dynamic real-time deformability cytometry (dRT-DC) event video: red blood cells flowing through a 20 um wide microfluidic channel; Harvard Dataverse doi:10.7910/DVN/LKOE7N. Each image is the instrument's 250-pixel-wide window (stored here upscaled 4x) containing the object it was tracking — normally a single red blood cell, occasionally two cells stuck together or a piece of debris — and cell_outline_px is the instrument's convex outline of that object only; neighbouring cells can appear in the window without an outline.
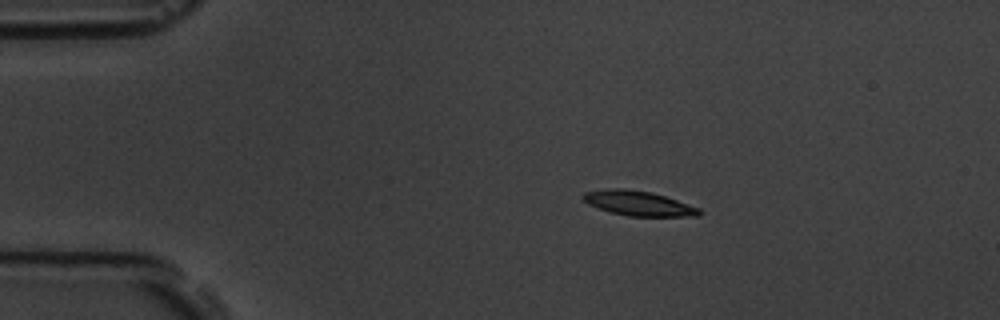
{"species": "common noctule bat (a hibernating species)", "species_latin": "Nyctalus noctula", "temperature_condition": "room temperature", "stored_images_in_passage": 6, "camera_frame_rate_fps": 3000, "um_per_image_px": 0.085, "animal": {"sex": "male", "body_mass_g": 19.5, "forearm_length_mm": 54.6}, "frame": {"image": 1, "passage_image": 3, "time_ms": 2.333, "image_size_px": [1000, 320], "cell_outline_px": [[704, 212], [700, 216], [628, 216], [612, 212], [588, 204], [580, 196], [584, 192], [604, 188], [624, 188], [652, 192], [700, 208]], "centroid_in_image_um": [54.27, 17.27], "position_along_channel_um": 30.7, "area_um2": 16.82}}
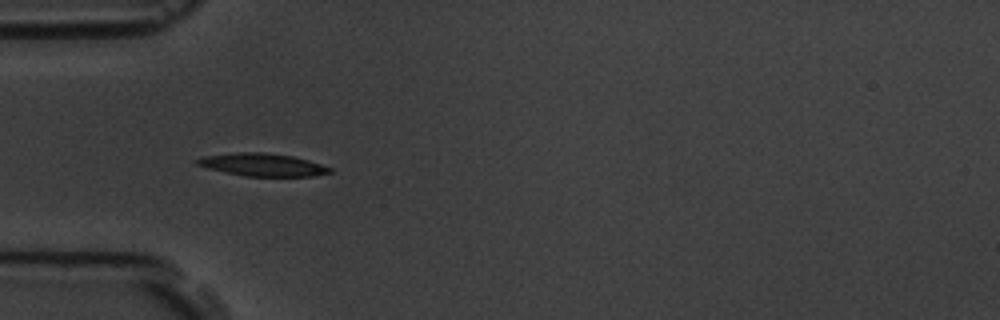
{"frame": {"image": 2, "passage_image": 5, "time_ms": 4.667, "image_size_px": [1000, 320], "cell_outline_px": [[332, 172], [312, 176], [244, 176], [208, 168], [196, 164], [196, 160], [204, 156], [236, 152], [264, 152], [292, 156], [308, 160], [332, 168]], "centroid_in_image_um": [22.32, 14.0], "position_along_channel_um": 62.7, "area_um2": 17.4}}
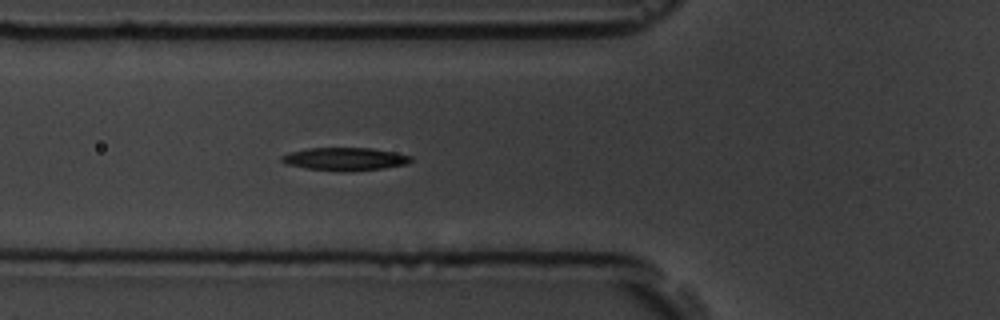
{"frame": {"image": 3, "passage_image": 6, "time_ms": 5.667, "image_size_px": [1000, 320], "cell_outline_px": [[412, 160], [404, 164], [384, 168], [340, 172], [308, 168], [288, 164], [280, 160], [280, 156], [292, 152], [308, 148], [372, 148], [412, 156]], "centroid_in_image_um": [29.31, 13.51], "position_along_channel_um": 96.5, "area_um2": 16.99}}